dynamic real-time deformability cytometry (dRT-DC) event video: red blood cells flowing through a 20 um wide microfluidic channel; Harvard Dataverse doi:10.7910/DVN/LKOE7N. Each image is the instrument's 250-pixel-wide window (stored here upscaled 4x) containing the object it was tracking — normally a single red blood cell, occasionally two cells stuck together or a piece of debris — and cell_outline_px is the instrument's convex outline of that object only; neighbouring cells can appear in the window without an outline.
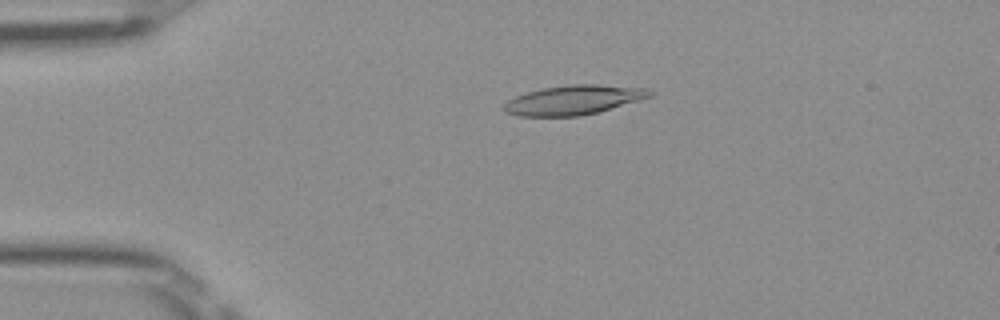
{"species": "Egyptian fruit bat (a non-hibernating species)", "species_latin": "Rousettus aegyptiacus", "temperature_condition": "room temperature", "stored_images_in_passage": 50, "camera_frame_rate_fps": 3000, "um_per_image_px": 0.085, "frame": {"image": 1, "passage_image": 11, "time_ms": 3.333, "image_size_px": [1000, 320], "cell_outline_px": [[656, 92], [652, 96], [596, 112], [580, 116], [516, 116], [504, 112], [504, 104], [508, 100], [516, 96], [540, 88], [568, 84], [596, 84], [648, 88]], "centroid_in_image_um": [48.75, 8.48], "position_along_channel_um": 36.3, "area_um2": 25.03}}
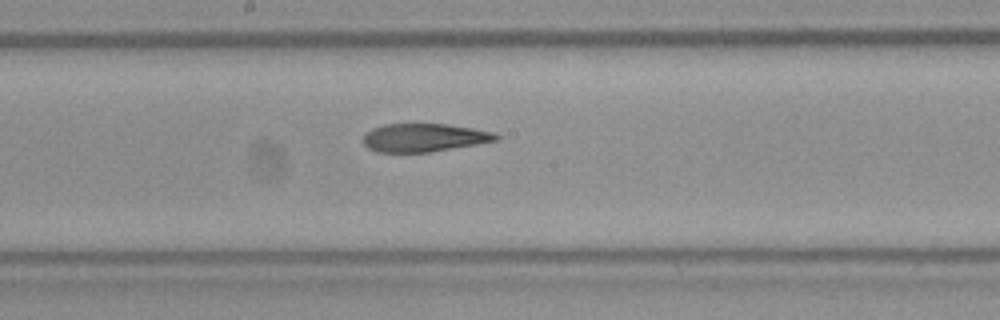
{"frame": {"image": 2, "passage_image": 27, "time_ms": 8.667, "image_size_px": [1000, 320], "cell_outline_px": [[500, 140], [428, 152], [376, 152], [368, 148], [364, 144], [364, 136], [372, 128], [384, 124], [448, 124], [496, 132], [500, 136]], "centroid_in_image_um": [36.08, 11.69], "position_along_channel_um": 212.1, "area_um2": 21.79}}
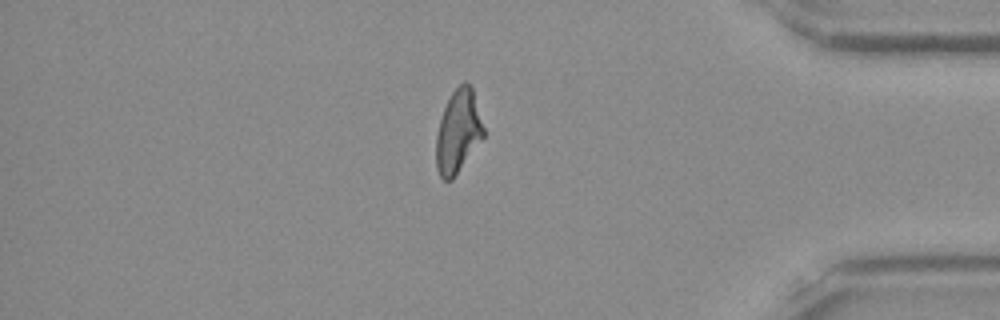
{"frame": {"image": 3, "passage_image": 43, "time_ms": 14.0, "image_size_px": [1000, 320], "cell_outline_px": [[484, 136], [452, 180], [444, 180], [440, 176], [436, 168], [436, 136], [440, 120], [444, 108], [452, 92], [464, 80], [472, 88], [484, 128]], "centroid_in_image_um": [38.93, 11.19], "position_along_channel_um": 396.3, "area_um2": 22.6}, "authors_computed_cell_mechanics": {"area_um2": 23.7269, "velocity_mm_per_s": 4.0175, "shape_relaxation_time_tau1_ms": null, "shape_relaxation_time_tau2_ms": 2.4755, "deformation_change_tau1": null, "deformation_change_tau2": 0.1049}}